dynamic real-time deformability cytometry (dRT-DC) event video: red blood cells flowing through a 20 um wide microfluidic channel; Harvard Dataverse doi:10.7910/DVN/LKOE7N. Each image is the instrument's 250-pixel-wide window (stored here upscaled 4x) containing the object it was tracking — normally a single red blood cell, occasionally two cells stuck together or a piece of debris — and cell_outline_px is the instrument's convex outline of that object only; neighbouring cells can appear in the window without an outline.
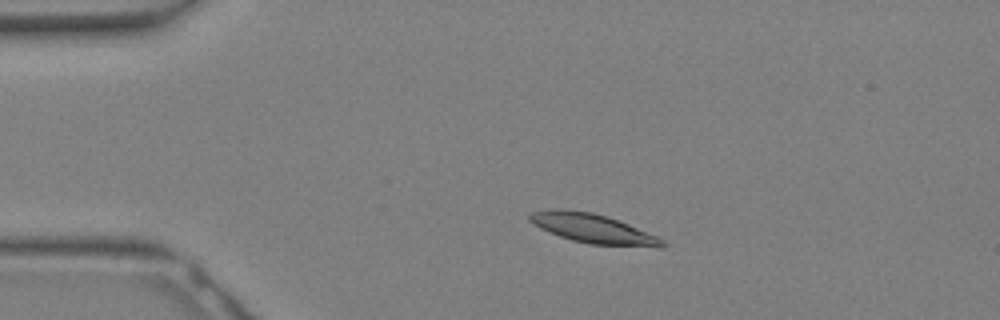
{"species": "Egyptian fruit bat (a non-hibernating species)", "species_latin": "Rousettus aegyptiacus", "temperature_condition": "warm", "stored_images_in_passage": 12, "camera_frame_rate_fps": 3000, "um_per_image_px": 0.085, "animal": {"sex": "female"}, "frame": {"image": 1, "passage_image": 5, "time_ms": 1.333, "image_size_px": [1000, 320], "cell_outline_px": [[668, 244], [664, 248], [656, 248], [592, 244], [572, 240], [548, 232], [532, 224], [528, 220], [528, 212], [552, 208], [564, 208], [592, 212], [608, 216], [628, 224], [656, 236], [664, 240]], "centroid_in_image_um": [50.38, 19.42], "position_along_channel_um": 34.6, "area_um2": 23.12}}
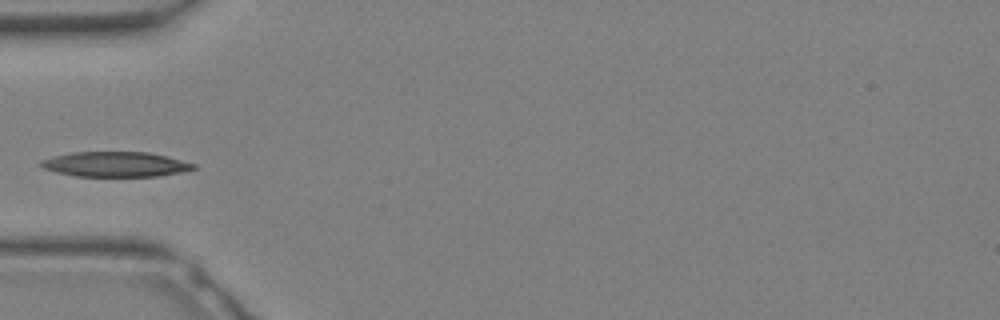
{"frame": {"image": 2, "passage_image": 9, "time_ms": 2.667, "image_size_px": [1000, 320], "cell_outline_px": [[196, 168], [180, 172], [156, 176], [76, 176], [56, 172], [44, 168], [36, 164], [40, 160], [52, 156], [72, 152], [148, 152], [196, 164]], "centroid_in_image_um": [9.73, 13.96], "position_along_channel_um": 75.3, "area_um2": 22.14}}
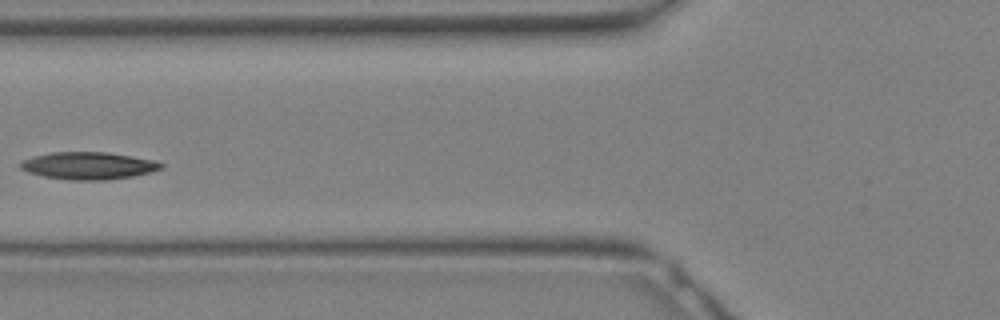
{"frame": {"image": 3, "passage_image": 11, "time_ms": 3.333, "image_size_px": [1000, 320], "cell_outline_px": [[164, 168], [132, 176], [104, 180], [68, 180], [44, 176], [28, 172], [20, 168], [16, 164], [20, 160], [32, 156], [52, 152], [108, 152], [132, 156], [152, 160], [164, 164]], "centroid_in_image_um": [7.44, 14.07], "position_along_channel_um": 118.4, "area_um2": 22.48}}